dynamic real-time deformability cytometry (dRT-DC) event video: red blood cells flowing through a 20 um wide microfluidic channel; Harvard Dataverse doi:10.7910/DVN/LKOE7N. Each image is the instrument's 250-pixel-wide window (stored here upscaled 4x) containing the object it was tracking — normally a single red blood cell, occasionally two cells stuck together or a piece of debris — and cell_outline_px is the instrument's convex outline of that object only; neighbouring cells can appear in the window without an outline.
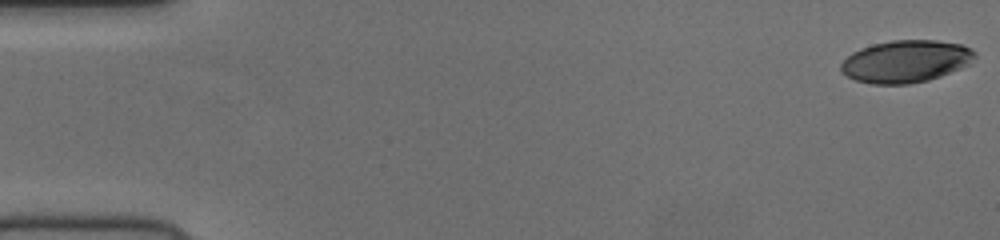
{"species": "human", "species_latin": "Homo sapiens", "temperature_condition": "cold", "stored_images_in_passage": 53, "camera_frame_rate_fps": 3000, "um_per_image_px": 0.085, "donor": {"sex": "female"}, "frame": {"image": 1, "passage_image": 1, "time_ms": 0.0, "image_size_px": [1000, 240], "cell_outline_px": [[976, 56], [968, 64], [960, 68], [940, 76], [928, 80], [908, 84], [872, 84], [856, 80], [840, 72], [840, 64], [852, 52], [860, 48], [872, 44], [892, 40], [936, 40], [960, 44], [976, 52]], "centroid_in_image_um": [76.96, 5.21], "position_along_channel_um": 8.0, "area_um2": 32.89}}
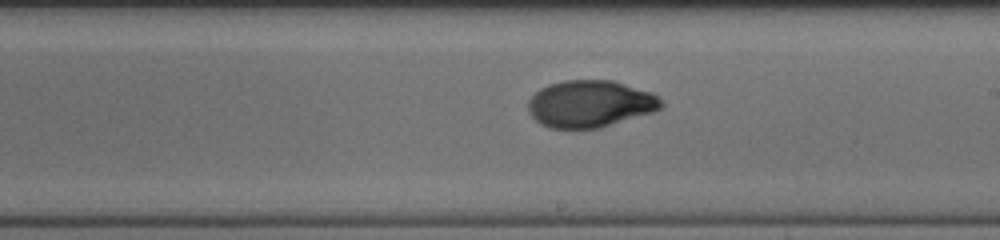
{"frame": {"image": 2, "passage_image": 31, "time_ms": 10.0, "image_size_px": [1000, 240], "cell_outline_px": [[664, 104], [660, 108], [652, 112], [600, 128], [548, 128], [540, 124], [528, 112], [528, 100], [540, 88], [548, 84], [564, 80], [612, 80], [652, 92]], "centroid_in_image_um": [50.13, 8.82], "position_along_channel_um": 238.9, "area_um2": 36.41}}
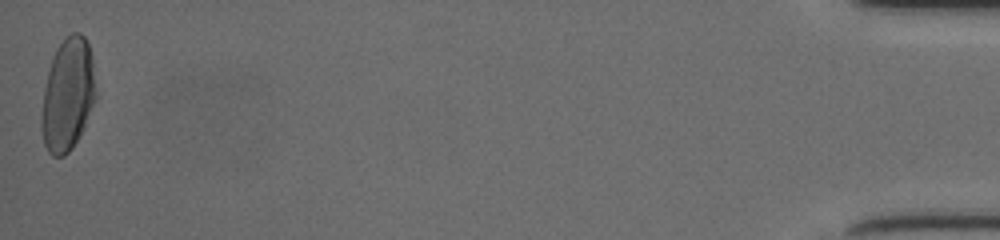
{"frame": {"image": 3, "passage_image": 53, "time_ms": 17.333, "image_size_px": [1000, 240], "cell_outline_px": [[96, 96], [84, 128], [72, 148], [64, 156], [52, 156], [48, 152], [44, 144], [40, 124], [40, 120], [44, 88], [52, 56], [56, 48], [72, 32], [80, 32], [84, 36], [88, 44], [92, 56], [96, 92]], "centroid_in_image_um": [5.75, 8.06], "position_along_channel_um": 429.5, "area_um2": 35.72}}